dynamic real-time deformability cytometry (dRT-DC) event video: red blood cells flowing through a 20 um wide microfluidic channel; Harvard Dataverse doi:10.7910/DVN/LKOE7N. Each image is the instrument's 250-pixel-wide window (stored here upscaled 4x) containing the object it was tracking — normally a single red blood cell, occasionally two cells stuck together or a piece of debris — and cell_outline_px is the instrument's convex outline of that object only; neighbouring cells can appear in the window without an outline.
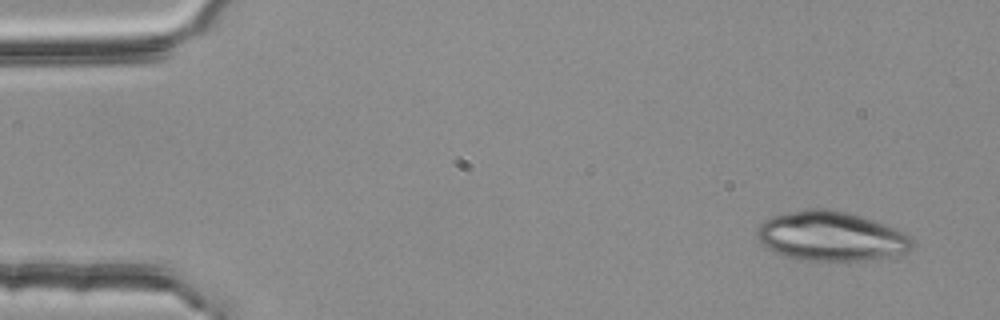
{"species": "common noctule bat (a hibernating species)", "species_latin": "Nyctalus noctula", "temperature_condition": "room temperature", "stored_images_in_passage": 52, "camera_frame_rate_fps": 3000, "um_per_image_px": 0.085, "animal": {"sex": "female", "body_mass_g": 25.1}, "frame": {"image": 1, "passage_image": 3, "time_ms": 0.667, "image_size_px": [1000, 320], "cell_outline_px": [[916, 244], [908, 252], [888, 256], [864, 260], [804, 260], [784, 256], [768, 248], [756, 236], [756, 228], [764, 220], [772, 216], [812, 208], [828, 208], [860, 216], [884, 224], [904, 232]], "centroid_in_image_um": [70.64, 20.08], "position_along_channel_um": 14.4, "area_um2": 44.27}}
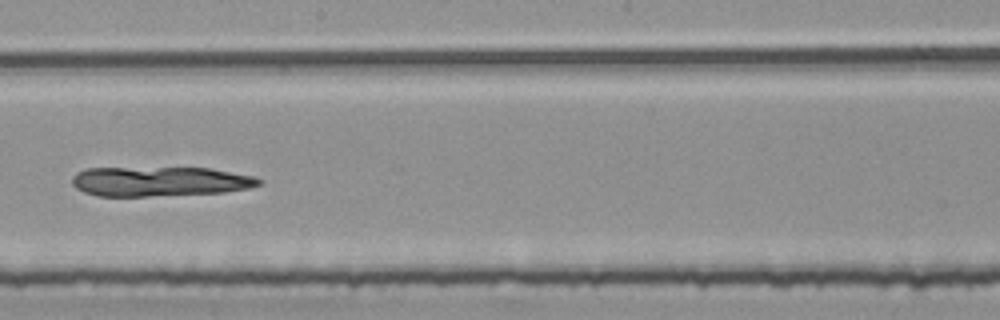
{"frame": {"image": 2, "passage_image": 30, "time_ms": 9.667, "image_size_px": [1000, 320], "cell_outline_px": [[264, 184], [248, 188], [224, 192], [148, 196], [96, 196], [84, 192], [76, 188], [72, 184], [72, 176], [76, 172], [84, 168], [208, 168], [252, 176], [264, 180]], "centroid_in_image_um": [13.55, 15.42], "position_along_channel_um": 234.6, "area_um2": 32.31}}
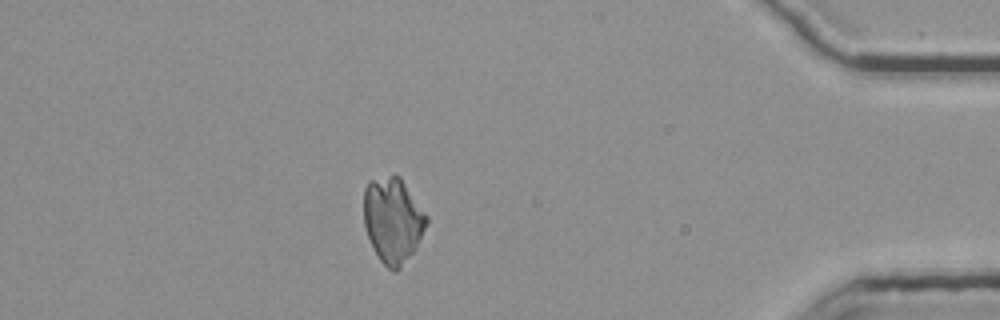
{"frame": {"image": 3, "passage_image": 47, "time_ms": 15.333, "image_size_px": [1000, 320], "cell_outline_px": [[428, 220], [416, 248], [400, 268], [396, 272], [392, 272], [380, 260], [368, 236], [364, 224], [364, 188], [368, 180], [388, 176], [400, 176], [428, 216]], "centroid_in_image_um": [33.39, 18.7], "position_along_channel_um": 401.8, "area_um2": 31.04}}